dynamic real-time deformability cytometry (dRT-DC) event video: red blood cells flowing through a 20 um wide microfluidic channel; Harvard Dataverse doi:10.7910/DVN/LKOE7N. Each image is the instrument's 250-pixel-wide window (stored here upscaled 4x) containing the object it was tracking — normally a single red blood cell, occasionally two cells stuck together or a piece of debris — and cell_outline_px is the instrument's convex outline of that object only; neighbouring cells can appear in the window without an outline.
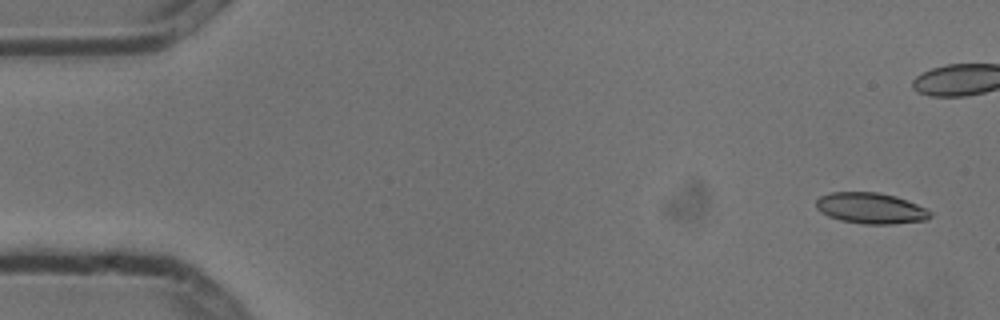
{"species": "common noctule bat (a hibernating species)", "species_latin": "Nyctalus noctula", "temperature_condition": "cold", "stored_images_in_passage": 5, "camera_frame_rate_fps": 3000, "um_per_image_px": 0.085, "animal": {"sex": "male", "body_mass_g": 13.3}, "frame": {"image": 1, "passage_image": 1, "time_ms": 0.0, "image_size_px": [1000, 320], "cell_outline_px": [[932, 216], [928, 220], [892, 224], [864, 224], [840, 220], [828, 216], [820, 212], [816, 208], [816, 200], [820, 196], [832, 192], [876, 192], [896, 196], [916, 204], [932, 212]], "centroid_in_image_um": [74.01, 17.7], "position_along_channel_um": 11.0, "area_um2": 20.63}}
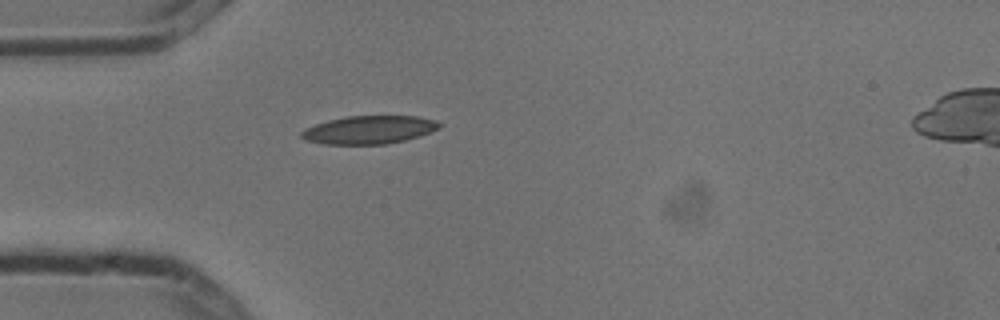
{"frame": {"image": 2, "passage_image": 5, "time_ms": 1.333, "image_size_px": [1000, 320], "cell_outline_px": [[440, 128], [420, 136], [388, 144], [324, 144], [304, 140], [300, 136], [300, 132], [304, 128], [328, 120], [348, 116], [416, 116], [436, 120], [440, 124]], "centroid_in_image_um": [31.35, 11.03], "position_along_channel_um": 53.7, "area_um2": 22.66}}